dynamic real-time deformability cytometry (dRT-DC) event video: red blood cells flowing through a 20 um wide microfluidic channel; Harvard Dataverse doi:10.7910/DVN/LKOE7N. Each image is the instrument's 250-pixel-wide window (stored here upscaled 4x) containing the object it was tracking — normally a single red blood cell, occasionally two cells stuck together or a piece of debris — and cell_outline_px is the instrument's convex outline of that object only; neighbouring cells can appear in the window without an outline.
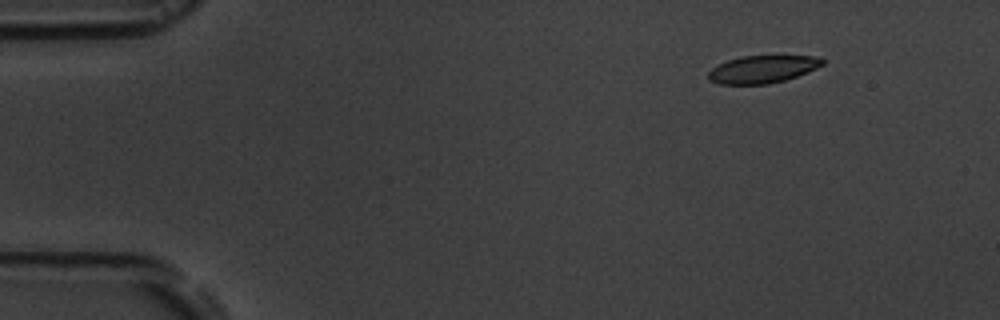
{"species": "common noctule bat (a hibernating species)", "species_latin": "Nyctalus noctula", "temperature_condition": "room temperature", "stored_images_in_passage": 6, "camera_frame_rate_fps": 3000, "um_per_image_px": 0.085, "animal": {"sex": "male", "body_mass_g": 19.5, "forearm_length_mm": 54.6}, "frame": {"image": 1, "passage_image": 2, "time_ms": 1.333, "image_size_px": [1000, 320], "cell_outline_px": [[824, 64], [808, 72], [784, 80], [768, 84], [720, 84], [708, 80], [708, 72], [712, 68], [728, 60], [744, 56], [812, 56], [824, 60]], "centroid_in_image_um": [64.8, 5.89], "position_along_channel_um": 20.2, "area_um2": 18.09}}
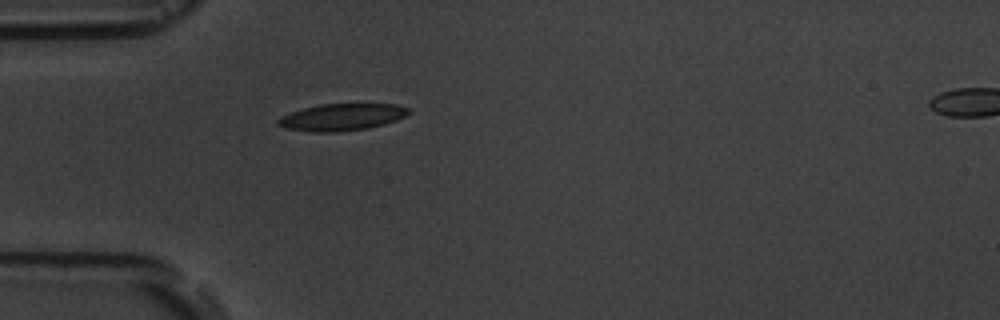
{"frame": {"image": 2, "passage_image": 5, "time_ms": 4.667, "image_size_px": [1000, 320], "cell_outline_px": [[412, 112], [396, 120], [384, 124], [368, 128], [336, 132], [312, 132], [288, 128], [276, 124], [276, 120], [280, 116], [304, 108], [320, 104], [396, 104], [408, 108]], "centroid_in_image_um": [29.06, 9.95], "position_along_channel_um": 55.9, "area_um2": 20.4}}